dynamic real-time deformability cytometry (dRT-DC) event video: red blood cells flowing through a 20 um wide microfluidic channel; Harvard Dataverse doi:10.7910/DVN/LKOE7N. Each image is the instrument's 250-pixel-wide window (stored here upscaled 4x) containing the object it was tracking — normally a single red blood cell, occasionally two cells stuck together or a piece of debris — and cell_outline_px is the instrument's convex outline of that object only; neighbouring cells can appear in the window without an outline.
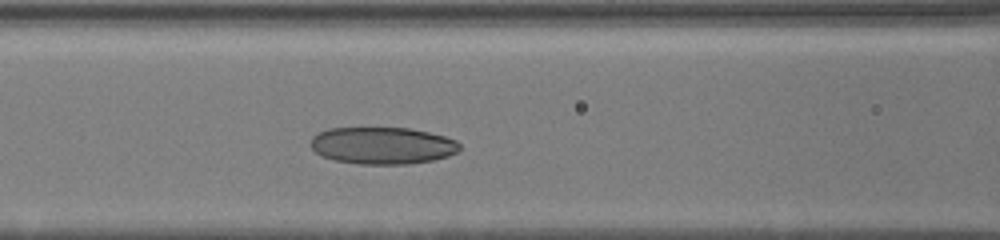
{"species": "human", "species_latin": "Homo sapiens", "temperature_condition": "cold", "stored_images_in_passage": 5, "camera_frame_rate_fps": 3000, "um_per_image_px": 0.085, "donor": {"sex": "male"}, "frame": {"image": 1, "passage_image": 5, "time_ms": 3.667, "image_size_px": [1000, 240], "cell_outline_px": [[460, 148], [456, 152], [448, 156], [432, 160], [408, 164], [360, 164], [336, 160], [320, 156], [308, 144], [312, 136], [328, 128], [408, 128], [428, 132], [444, 136], [456, 140], [460, 144]], "centroid_in_image_um": [32.48, 12.37], "position_along_channel_um": 134.1, "area_um2": 32.19}}